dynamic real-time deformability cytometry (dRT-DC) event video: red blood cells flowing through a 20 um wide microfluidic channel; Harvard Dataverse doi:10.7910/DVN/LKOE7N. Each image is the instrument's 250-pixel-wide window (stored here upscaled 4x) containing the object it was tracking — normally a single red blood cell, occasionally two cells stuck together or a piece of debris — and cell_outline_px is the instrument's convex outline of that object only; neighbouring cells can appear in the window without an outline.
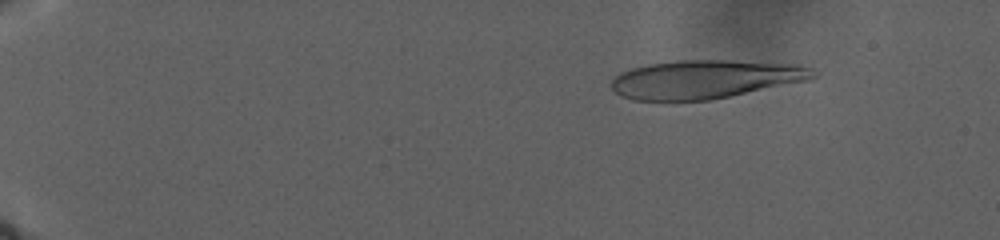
{"species": "human", "species_latin": "Homo sapiens", "temperature_condition": "warm", "stored_images_in_passage": 84, "camera_frame_rate_fps": 3000, "um_per_image_px": 0.085, "donor": {"sex": "male"}, "frame": {"image": 1, "passage_image": 17, "time_ms": 6.333, "image_size_px": [1000, 240], "cell_outline_px": [[816, 76], [808, 80], [708, 100], [632, 100], [620, 96], [612, 88], [612, 80], [620, 72], [632, 68], [648, 64], [680, 60], [732, 60], [796, 64], [812, 68]], "centroid_in_image_um": [59.91, 6.72], "position_along_channel_um": 25.1, "area_um2": 44.91}}
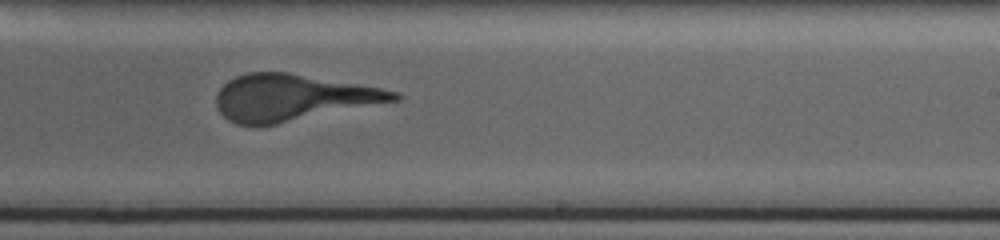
{"frame": {"image": 2, "passage_image": 49, "time_ms": 28.667, "image_size_px": [1000, 240], "cell_outline_px": [[400, 100], [256, 128], [236, 124], [228, 120], [216, 108], [216, 96], [220, 88], [228, 80], [236, 76], [248, 72], [288, 72], [380, 88], [400, 92]], "centroid_in_image_um": [24.82, 8.32], "position_along_channel_um": 264.2, "area_um2": 48.32}}
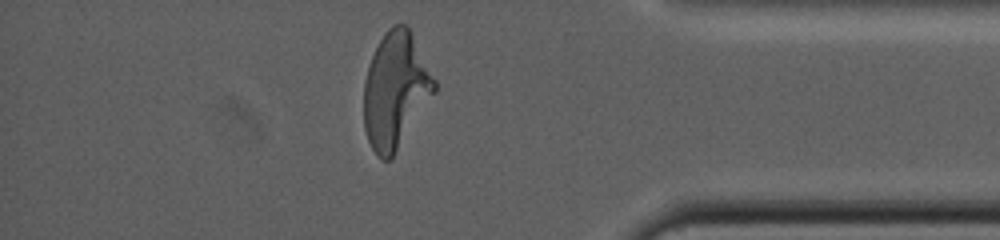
{"frame": {"image": 3, "passage_image": 72, "time_ms": 37.667, "image_size_px": [1000, 240], "cell_outline_px": [[436, 92], [392, 156], [388, 160], [380, 160], [376, 156], [368, 140], [364, 128], [364, 80], [372, 56], [380, 40], [388, 28], [392, 24], [408, 24], [436, 80]], "centroid_in_image_um": [33.62, 7.65], "position_along_channel_um": 401.6, "area_um2": 47.51}}